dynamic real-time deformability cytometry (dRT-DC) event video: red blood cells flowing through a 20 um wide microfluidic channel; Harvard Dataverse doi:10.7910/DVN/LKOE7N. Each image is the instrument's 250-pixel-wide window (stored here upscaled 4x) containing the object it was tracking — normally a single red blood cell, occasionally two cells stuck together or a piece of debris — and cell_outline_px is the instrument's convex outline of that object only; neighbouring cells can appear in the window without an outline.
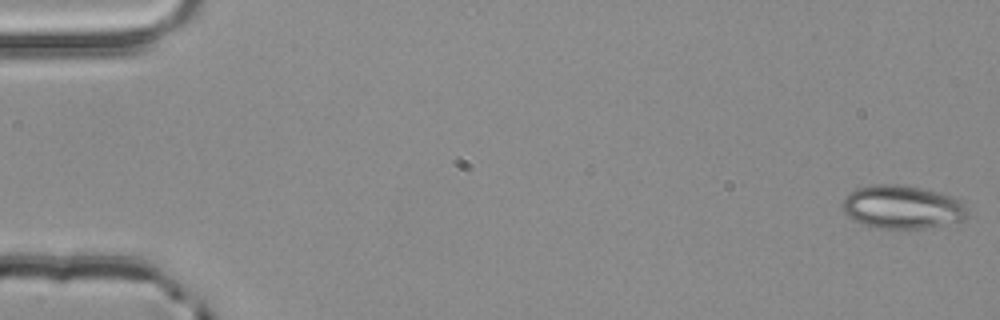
{"species": "common noctule bat (a hibernating species)", "species_latin": "Nyctalus noctula", "temperature_condition": "room temperature", "stored_images_in_passage": 54, "camera_frame_rate_fps": 3000, "um_per_image_px": 0.085, "animal": {"sex": "male", "body_mass_g": 20.4}, "frame": {"image": 1, "passage_image": 1, "time_ms": 0.0, "image_size_px": [1000, 320], "cell_outline_px": [[968, 216], [964, 220], [928, 228], [876, 228], [852, 220], [844, 212], [840, 204], [844, 196], [848, 192], [856, 188], [876, 184], [896, 184], [920, 188], [952, 196], [960, 200], [964, 204], [968, 212]], "centroid_in_image_um": [76.66, 17.6], "position_along_channel_um": 8.3, "area_um2": 31.79}}
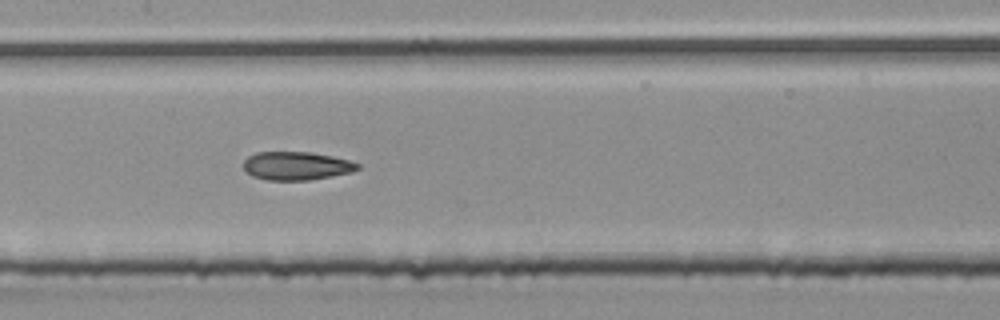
{"frame": {"image": 2, "passage_image": 27, "time_ms": 8.667, "image_size_px": [1000, 320], "cell_outline_px": [[360, 168], [352, 172], [308, 180], [268, 180], [252, 176], [244, 168], [244, 160], [248, 156], [256, 152], [308, 152], [332, 156], [348, 160], [360, 164]], "centroid_in_image_um": [25.19, 14.09], "position_along_channel_um": 182.2, "area_um2": 18.73}}
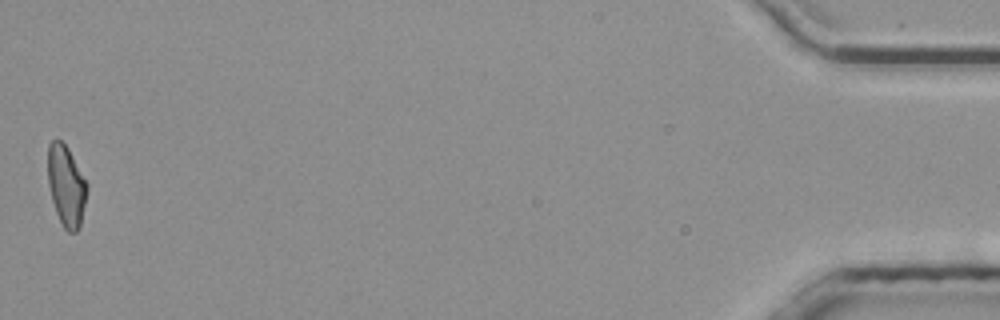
{"frame": {"image": 3, "passage_image": 54, "time_ms": 17.667, "image_size_px": [1000, 320], "cell_outline_px": [[88, 188], [80, 228], [76, 232], [68, 232], [64, 228], [56, 212], [52, 200], [48, 184], [48, 144], [56, 136], [68, 148], [88, 184]], "centroid_in_image_um": [5.63, 15.78], "position_along_channel_um": 429.6, "area_um2": 18.55}, "authors_computed_cell_mechanics": {"area_um2": 19.2763, "velocity_mm_per_s": 3.8782, "shape_relaxation_time_tau1_ms": null, "shape_relaxation_time_tau2_ms": 3.462, "deformation_change_tau1": null, "deformation_change_tau2": 0.1289}}